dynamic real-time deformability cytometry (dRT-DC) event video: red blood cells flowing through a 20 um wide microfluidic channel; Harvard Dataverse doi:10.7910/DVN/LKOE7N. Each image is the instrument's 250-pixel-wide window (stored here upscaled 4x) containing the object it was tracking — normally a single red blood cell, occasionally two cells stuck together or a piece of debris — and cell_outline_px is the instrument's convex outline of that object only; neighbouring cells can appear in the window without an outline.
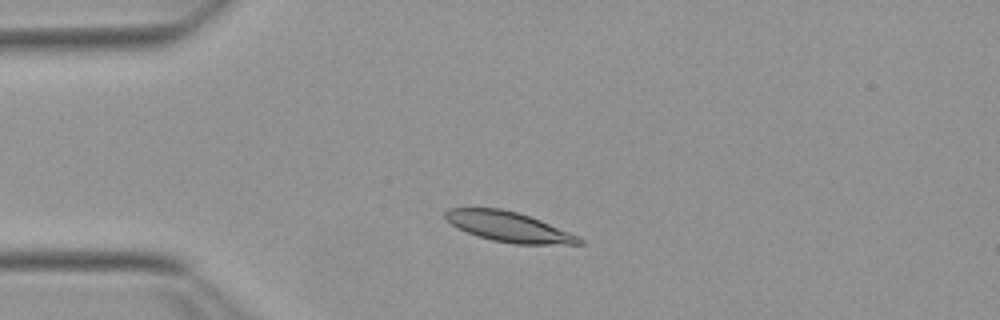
{"species": "Egyptian fruit bat (a non-hibernating species)", "species_latin": "Rousettus aegyptiacus", "temperature_condition": "warm", "stored_images_in_passage": 39, "camera_frame_rate_fps": 3000, "um_per_image_px": 0.085, "animal": {"sex": "female"}, "frame": {"image": 1, "passage_image": 2, "time_ms": 0.333, "image_size_px": [1000, 320], "cell_outline_px": [[584, 244], [512, 244], [492, 240], [468, 232], [452, 224], [444, 216], [444, 212], [448, 208], [500, 208], [516, 212], [540, 220], [580, 236], [584, 240]], "centroid_in_image_um": [43.29, 19.28], "position_along_channel_um": 41.7, "area_um2": 23.18}}
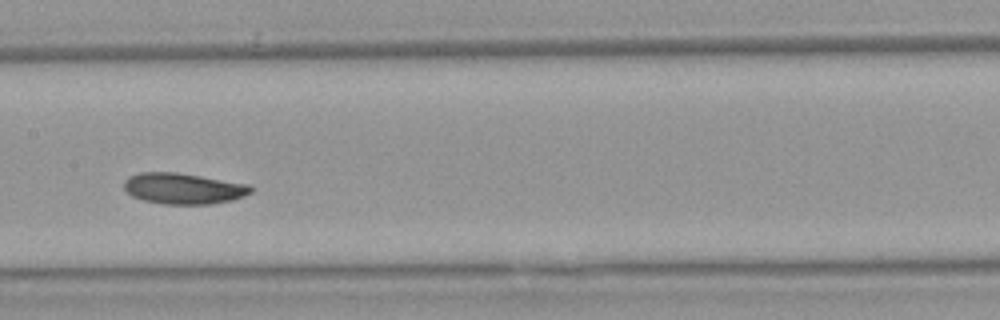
{"frame": {"image": 2, "passage_image": 16, "time_ms": 5.0, "image_size_px": [1000, 320], "cell_outline_px": [[252, 192], [244, 196], [232, 200], [212, 204], [164, 204], [144, 200], [132, 196], [124, 188], [124, 180], [128, 176], [140, 172], [176, 172], [248, 184], [252, 188]], "centroid_in_image_um": [15.57, 16.02], "position_along_channel_um": 191.8, "area_um2": 22.83}}
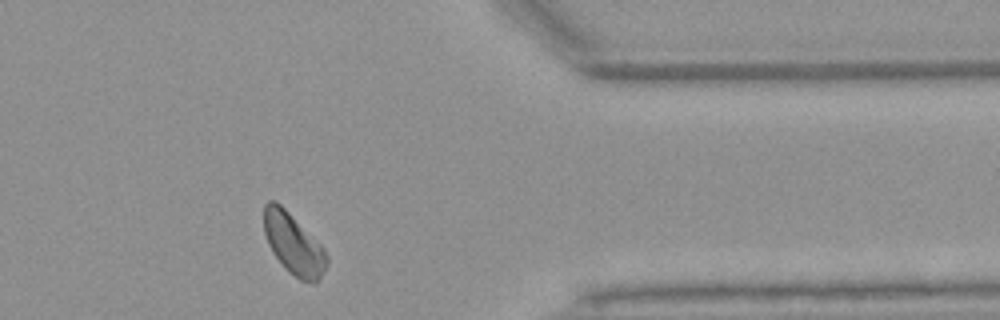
{"frame": {"image": 3, "passage_image": 33, "time_ms": 10.667, "image_size_px": [1000, 320], "cell_outline_px": [[328, 260], [324, 272], [316, 284], [312, 284], [300, 280], [288, 272], [284, 268], [272, 252], [268, 244], [264, 232], [264, 204], [268, 200], [276, 200], [324, 248], [328, 256]], "centroid_in_image_um": [24.94, 20.77], "position_along_channel_um": 386.5, "area_um2": 22.37}, "authors_computed_cell_mechanics": {"area_um2": 22.7154, "velocity_mm_per_s": 3.7609, "shape_relaxation_time_tau1_ms": 5.1788, "shape_relaxation_time_tau2_ms": null, "deformation_change_tau1": 0.1144, "deformation_change_tau2": null}}